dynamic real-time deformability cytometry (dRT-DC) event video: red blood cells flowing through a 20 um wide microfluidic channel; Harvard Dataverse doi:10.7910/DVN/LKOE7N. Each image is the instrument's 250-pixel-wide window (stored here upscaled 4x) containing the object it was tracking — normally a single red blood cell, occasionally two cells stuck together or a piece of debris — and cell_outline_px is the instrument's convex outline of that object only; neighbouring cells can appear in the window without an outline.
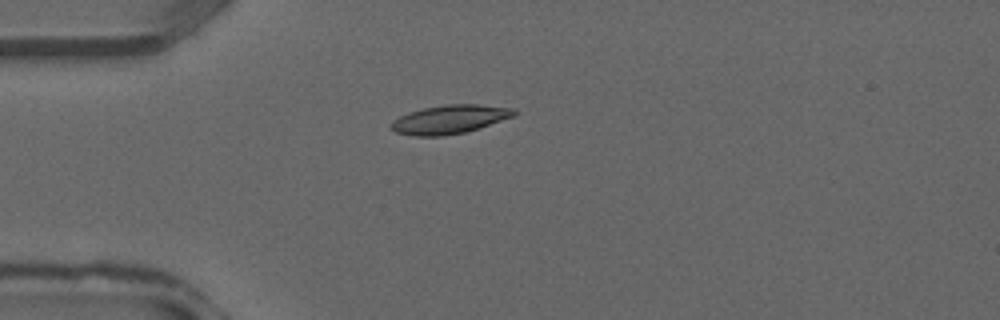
{"species": "common noctule bat (a hibernating species)", "species_latin": "Nyctalus noctula", "temperature_condition": "warm", "stored_images_in_passage": 28, "camera_frame_rate_fps": 3000, "um_per_image_px": 0.085, "animal": {"sex": "male", "forearm_length_mm": 52.5}, "frame": {"image": 1, "passage_image": 1, "time_ms": 0.0, "image_size_px": [1000, 320], "cell_outline_px": [[516, 116], [464, 132], [444, 136], [412, 136], [396, 132], [388, 128], [388, 124], [392, 120], [408, 112], [424, 108], [448, 104], [476, 104], [516, 108]], "centroid_in_image_um": [38.18, 10.14], "position_along_channel_um": 46.8, "area_um2": 20.69}}
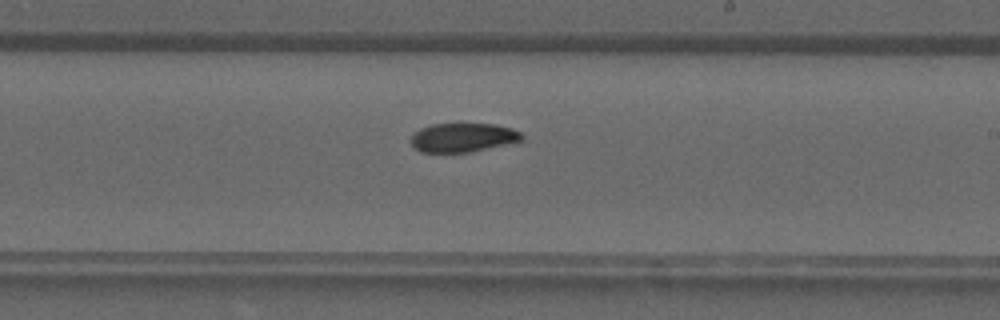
{"frame": {"image": 2, "passage_image": 13, "time_ms": 4.0, "image_size_px": [1000, 320], "cell_outline_px": [[524, 140], [468, 152], [420, 152], [412, 148], [412, 136], [420, 128], [432, 124], [496, 124], [512, 128], [520, 132], [524, 136]], "centroid_in_image_um": [39.35, 11.69], "position_along_channel_um": 249.6, "area_um2": 18.61}}
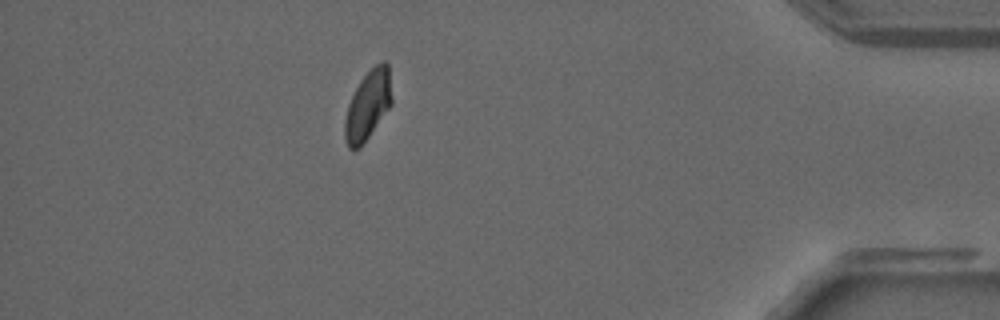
{"frame": {"image": 3, "passage_image": 24, "time_ms": 7.667, "image_size_px": [1000, 320], "cell_outline_px": [[392, 104], [360, 148], [348, 148], [344, 136], [344, 120], [348, 104], [360, 80], [380, 60], [384, 60], [388, 64], [392, 100]], "centroid_in_image_um": [31.27, 8.94], "position_along_channel_um": 403.9, "area_um2": 18.84}}